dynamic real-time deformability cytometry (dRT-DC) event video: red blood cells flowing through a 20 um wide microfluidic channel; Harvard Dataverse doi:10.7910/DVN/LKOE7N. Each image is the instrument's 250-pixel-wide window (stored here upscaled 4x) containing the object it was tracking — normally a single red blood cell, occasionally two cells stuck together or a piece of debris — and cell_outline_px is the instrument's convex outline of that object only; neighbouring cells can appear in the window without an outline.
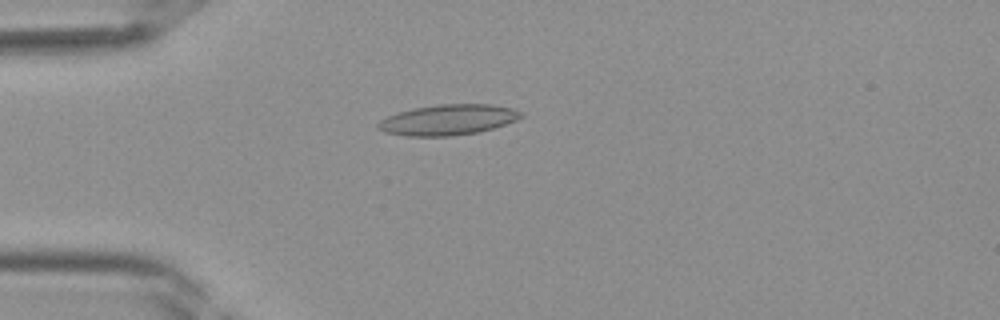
{"species": "Egyptian fruit bat (a non-hibernating species)", "species_latin": "Rousettus aegyptiacus", "temperature_condition": "room temperature", "stored_images_in_passage": 40, "camera_frame_rate_fps": 3000, "um_per_image_px": 0.085, "frame": {"image": 1, "passage_image": 11, "time_ms": 3.333, "image_size_px": [1000, 320], "cell_outline_px": [[524, 116], [516, 120], [480, 132], [452, 136], [408, 136], [384, 132], [376, 128], [376, 124], [380, 120], [396, 112], [412, 108], [436, 104], [492, 104], [512, 108], [524, 112]], "centroid_in_image_um": [38.07, 10.17], "position_along_channel_um": 46.9, "area_um2": 25.72}}
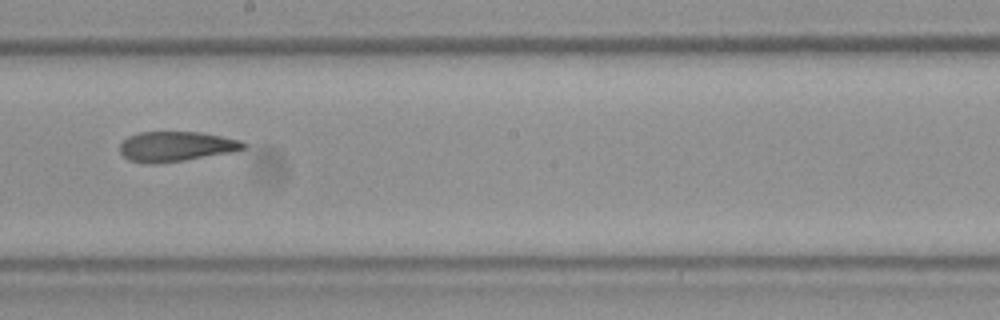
{"frame": {"image": 2, "passage_image": 23, "time_ms": 7.333, "image_size_px": [1000, 320], "cell_outline_px": [[248, 144], [244, 148], [232, 152], [184, 160], [156, 164], [148, 164], [128, 160], [120, 152], [120, 144], [128, 136], [140, 132], [200, 132], [240, 140]], "centroid_in_image_um": [14.94, 12.45], "position_along_channel_um": 233.3, "area_um2": 21.56}}
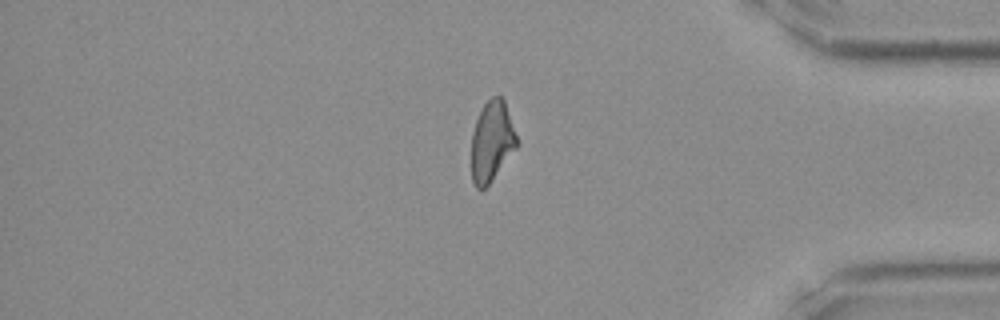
{"frame": {"image": 3, "passage_image": 34, "time_ms": 11.0, "image_size_px": [1000, 320], "cell_outline_px": [[520, 144], [488, 184], [484, 188], [476, 188], [472, 180], [472, 132], [476, 120], [484, 104], [492, 96], [500, 96], [504, 100]], "centroid_in_image_um": [41.82, 12.0], "position_along_channel_um": 393.4, "area_um2": 21.1}}